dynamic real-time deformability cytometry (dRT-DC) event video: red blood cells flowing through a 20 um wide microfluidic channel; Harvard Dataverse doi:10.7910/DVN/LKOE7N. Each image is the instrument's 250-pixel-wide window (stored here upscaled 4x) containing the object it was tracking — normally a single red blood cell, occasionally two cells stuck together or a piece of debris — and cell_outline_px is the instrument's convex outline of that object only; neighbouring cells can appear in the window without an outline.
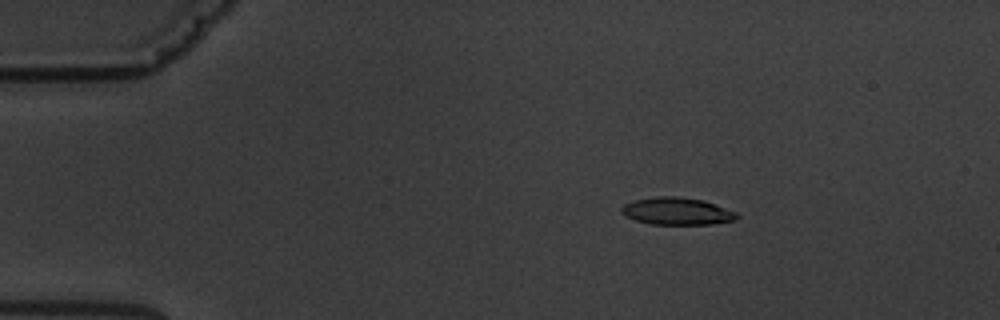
{"species": "common noctule bat (a hibernating species)", "species_latin": "Nyctalus noctula", "temperature_condition": "warm", "stored_images_in_passage": 5, "segment_of_instrument_passage": [1, 2], "camera_frame_rate_fps": 3000, "um_per_image_px": 0.085, "animal": {"sex": "male", "body_mass_g": 19.5, "forearm_length_mm": 54.6}, "frame": {"image": 1, "passage_image": 3, "time_ms": 2.333, "image_size_px": [1000, 320], "cell_outline_px": [[740, 216], [732, 220], [712, 224], [648, 224], [624, 216], [620, 212], [620, 208], [624, 204], [636, 200], [656, 196], [676, 196], [704, 200], [736, 212]], "centroid_in_image_um": [57.5, 17.95], "position_along_channel_um": 27.5, "area_um2": 18.32}}